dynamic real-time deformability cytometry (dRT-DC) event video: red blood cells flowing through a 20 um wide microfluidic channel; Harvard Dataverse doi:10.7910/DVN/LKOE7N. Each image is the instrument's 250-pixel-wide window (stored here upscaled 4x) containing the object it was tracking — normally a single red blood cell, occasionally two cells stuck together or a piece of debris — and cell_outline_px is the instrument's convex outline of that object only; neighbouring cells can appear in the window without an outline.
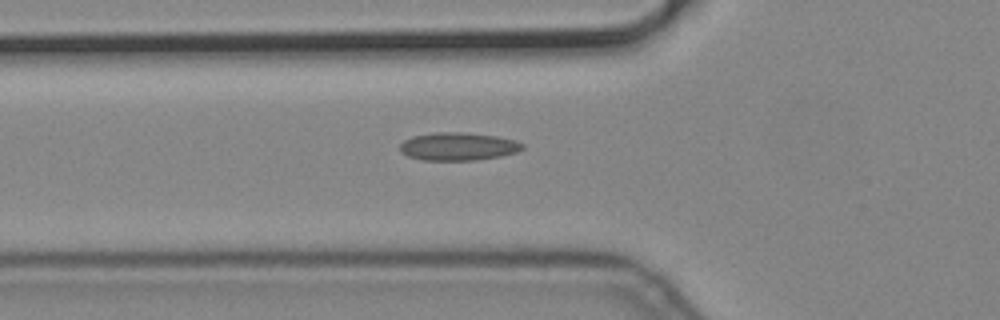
{"species": "common noctule bat (a hibernating species)", "species_latin": "Nyctalus noctula", "temperature_condition": "cold", "stored_images_in_passage": 5, "camera_frame_rate_fps": 3000, "um_per_image_px": 0.085, "animal": {"sex": "male", "body_mass_g": 19.2, "forearm_length_mm": 51.8}, "frame": {"image": 1, "passage_image": 5, "time_ms": 1.333, "image_size_px": [1000, 320], "cell_outline_px": [[524, 148], [516, 152], [500, 156], [476, 160], [424, 160], [408, 156], [400, 152], [400, 144], [404, 140], [412, 136], [436, 132], [460, 132], [496, 136], [516, 140], [524, 144]], "centroid_in_image_um": [38.94, 12.44], "position_along_channel_um": 86.9, "area_um2": 19.94}}